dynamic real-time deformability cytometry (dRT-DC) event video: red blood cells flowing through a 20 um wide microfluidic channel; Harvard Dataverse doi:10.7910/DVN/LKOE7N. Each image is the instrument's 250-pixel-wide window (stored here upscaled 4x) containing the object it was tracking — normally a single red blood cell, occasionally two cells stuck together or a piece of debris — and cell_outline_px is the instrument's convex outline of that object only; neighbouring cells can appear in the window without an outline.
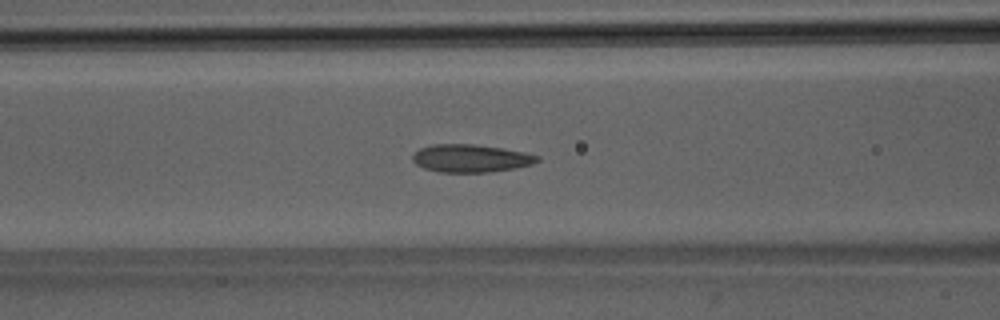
{"species": "Egyptian fruit bat (a non-hibernating species)", "species_latin": "Rousettus aegyptiacus", "temperature_condition": "room temperature", "stored_images_in_passage": 50, "camera_frame_rate_fps": 3000, "um_per_image_px": 0.085, "animal": {"sex": "male"}, "frame": {"image": 1, "passage_image": 20, "time_ms": 6.333, "image_size_px": [1000, 320], "cell_outline_px": [[540, 160], [532, 164], [516, 168], [488, 172], [440, 172], [424, 168], [416, 164], [412, 160], [412, 156], [420, 148], [432, 144], [472, 144], [504, 148], [524, 152], [540, 156]], "centroid_in_image_um": [40.03, 13.45], "position_along_channel_um": 126.6, "area_um2": 20.23}}
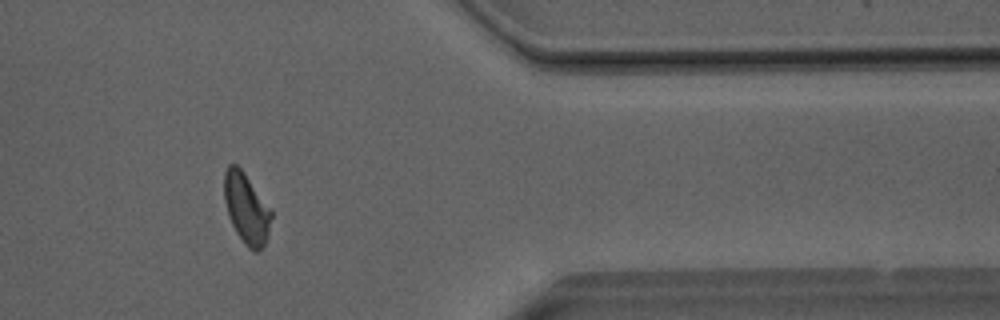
{"frame": {"image": 2, "passage_image": 41, "time_ms": 13.333, "image_size_px": [1000, 320], "cell_outline_px": [[272, 216], [268, 232], [264, 244], [256, 252], [252, 252], [244, 244], [236, 232], [228, 216], [224, 200], [224, 172], [228, 164], [236, 164], [244, 172], [272, 208]], "centroid_in_image_um": [20.94, 17.69], "position_along_channel_um": 390.5, "area_um2": 19.54}}
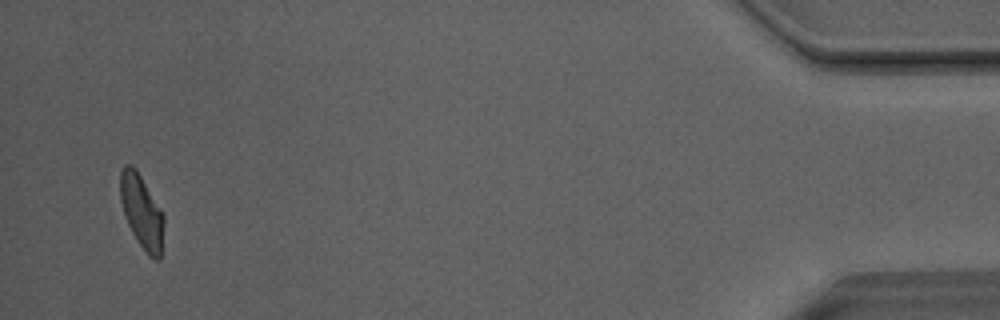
{"frame": {"image": 3, "passage_image": 48, "time_ms": 15.667, "image_size_px": [1000, 320], "cell_outline_px": [[164, 224], [160, 260], [156, 260], [148, 256], [132, 232], [124, 216], [120, 200], [120, 172], [124, 164], [132, 164], [136, 168], [160, 208], [164, 216]], "centroid_in_image_um": [12.03, 17.97], "position_along_channel_um": 423.2, "area_um2": 18.73}, "authors_computed_cell_mechanics": {"area_um2": 19.9121, "velocity_mm_per_s": 4.0576, "shape_relaxation_time_tau1_ms": null, "shape_relaxation_time_tau2_ms": 1.4098, "deformation_change_tau1": null, "deformation_change_tau2": 0.0758}}